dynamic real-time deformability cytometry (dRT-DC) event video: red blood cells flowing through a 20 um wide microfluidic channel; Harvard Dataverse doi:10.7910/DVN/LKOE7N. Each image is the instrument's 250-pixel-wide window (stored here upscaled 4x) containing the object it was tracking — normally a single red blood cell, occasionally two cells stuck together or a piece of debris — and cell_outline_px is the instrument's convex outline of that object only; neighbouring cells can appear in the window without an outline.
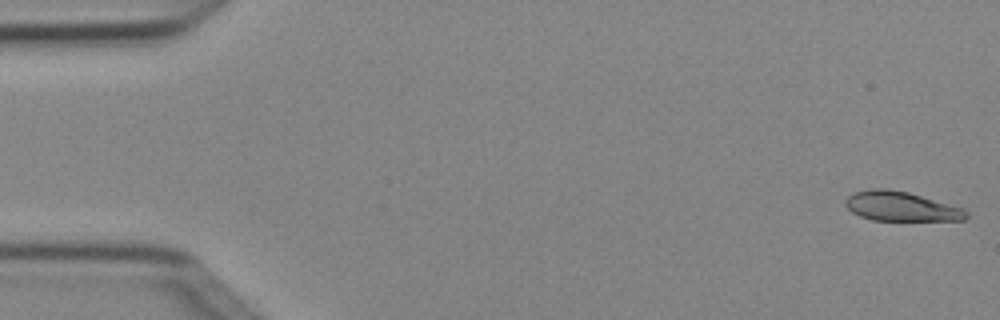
{"species": "Egyptian fruit bat (a non-hibernating species)", "species_latin": "Rousettus aegyptiacus", "temperature_condition": "cold", "stored_images_in_passage": 4, "camera_frame_rate_fps": 3000, "um_per_image_px": 0.085, "animal": {"sex": "female"}, "frame": {"image": 1, "passage_image": 1, "time_ms": 0.0, "image_size_px": [1000, 320], "cell_outline_px": [[968, 216], [964, 220], [872, 220], [860, 216], [852, 212], [844, 204], [844, 200], [852, 192], [872, 188], [888, 188], [908, 192], [964, 208], [968, 212]], "centroid_in_image_um": [76.56, 17.53], "position_along_channel_um": 8.4, "area_um2": 20.87}}